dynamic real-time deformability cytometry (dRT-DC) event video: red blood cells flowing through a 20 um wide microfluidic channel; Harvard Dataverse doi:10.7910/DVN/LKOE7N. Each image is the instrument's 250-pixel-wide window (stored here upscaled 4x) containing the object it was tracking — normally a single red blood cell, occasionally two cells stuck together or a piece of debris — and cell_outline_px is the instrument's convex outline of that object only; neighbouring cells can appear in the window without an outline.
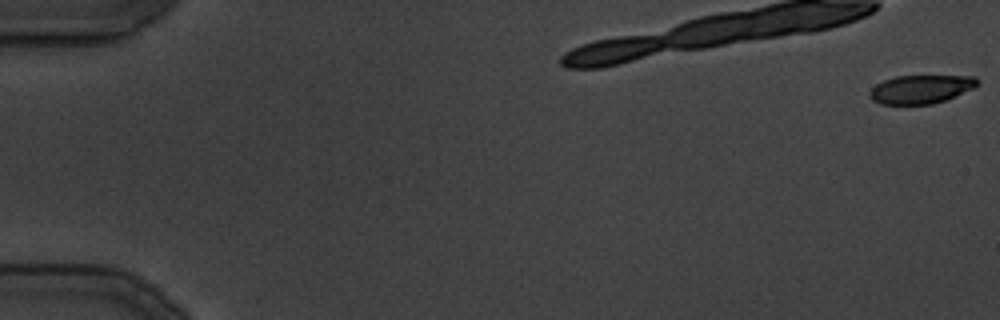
{"species": "common noctule bat (a hibernating species)", "species_latin": "Nyctalus noctula", "temperature_condition": "cold", "stored_images_in_passage": 9, "camera_frame_rate_fps": 3000, "um_per_image_px": 0.085, "animal": {"sex": "male", "body_mass_g": 19.5, "forearm_length_mm": 54.6}, "frame": {"image": 1, "passage_image": 1, "time_ms": 0.0, "image_size_px": [1000, 320], "cell_outline_px": [[980, 84], [972, 88], [944, 100], [932, 104], [880, 104], [872, 100], [868, 96], [868, 92], [876, 84], [884, 80], [896, 76], [976, 76], [980, 80]], "centroid_in_image_um": [78.25, 7.58], "position_along_channel_um": 6.8, "area_um2": 17.86}}